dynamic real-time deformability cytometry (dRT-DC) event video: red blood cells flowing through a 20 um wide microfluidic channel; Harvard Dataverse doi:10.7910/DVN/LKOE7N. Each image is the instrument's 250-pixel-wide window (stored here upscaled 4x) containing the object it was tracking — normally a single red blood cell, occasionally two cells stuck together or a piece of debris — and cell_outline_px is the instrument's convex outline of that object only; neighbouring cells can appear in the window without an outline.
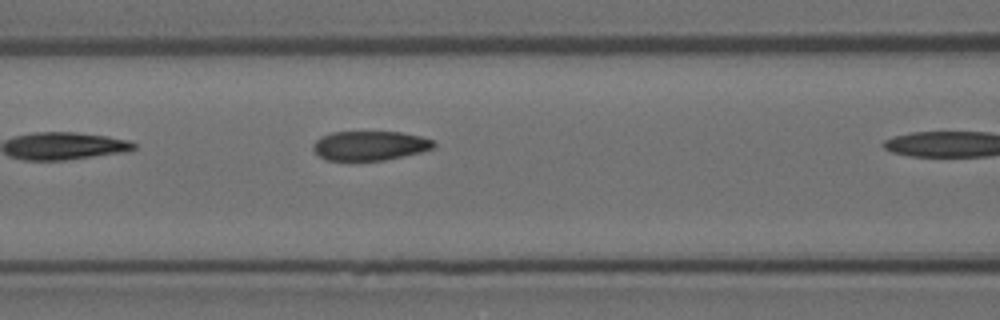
{"species": "Egyptian fruit bat (a non-hibernating species)", "species_latin": "Rousettus aegyptiacus", "temperature_condition": "room temperature", "stored_images_in_passage": 6, "camera_frame_rate_fps": 3000, "um_per_image_px": 0.085, "animal": {"sex": "female"}, "frame": {"image": 1, "passage_image": 5, "time_ms": 1.333, "image_size_px": [1000, 320], "cell_outline_px": [[436, 144], [432, 148], [420, 152], [404, 156], [384, 160], [328, 160], [320, 156], [312, 148], [312, 144], [320, 136], [332, 132], [400, 132], [420, 136], [432, 140]], "centroid_in_image_um": [31.41, 12.37], "position_along_channel_um": 135.2, "area_um2": 20.52}}